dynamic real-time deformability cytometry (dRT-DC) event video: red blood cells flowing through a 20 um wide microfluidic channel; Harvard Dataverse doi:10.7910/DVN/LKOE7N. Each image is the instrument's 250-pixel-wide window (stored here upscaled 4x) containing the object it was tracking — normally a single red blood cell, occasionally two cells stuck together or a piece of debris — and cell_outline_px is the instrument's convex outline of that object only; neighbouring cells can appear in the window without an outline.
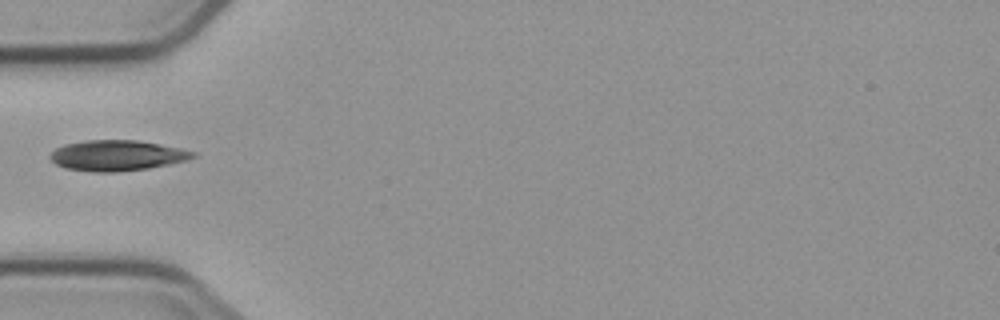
{"species": "common noctule bat (a hibernating species)", "species_latin": "Nyctalus noctula", "temperature_condition": "cold", "stored_images_in_passage": 5, "camera_frame_rate_fps": 3000, "um_per_image_px": 0.085, "animal": {"sex": "male", "body_mass_g": 23.1, "forearm_length_mm": 52.7}, "frame": {"image": 1, "passage_image": 5, "time_ms": 5.667, "image_size_px": [1000, 320], "cell_outline_px": [[196, 156], [184, 160], [168, 164], [148, 168], [116, 172], [92, 172], [64, 168], [56, 164], [48, 156], [56, 148], [64, 144], [84, 140], [136, 140], [180, 148], [196, 152]], "centroid_in_image_um": [9.89, 13.21], "position_along_channel_um": 75.1, "area_um2": 25.32}}